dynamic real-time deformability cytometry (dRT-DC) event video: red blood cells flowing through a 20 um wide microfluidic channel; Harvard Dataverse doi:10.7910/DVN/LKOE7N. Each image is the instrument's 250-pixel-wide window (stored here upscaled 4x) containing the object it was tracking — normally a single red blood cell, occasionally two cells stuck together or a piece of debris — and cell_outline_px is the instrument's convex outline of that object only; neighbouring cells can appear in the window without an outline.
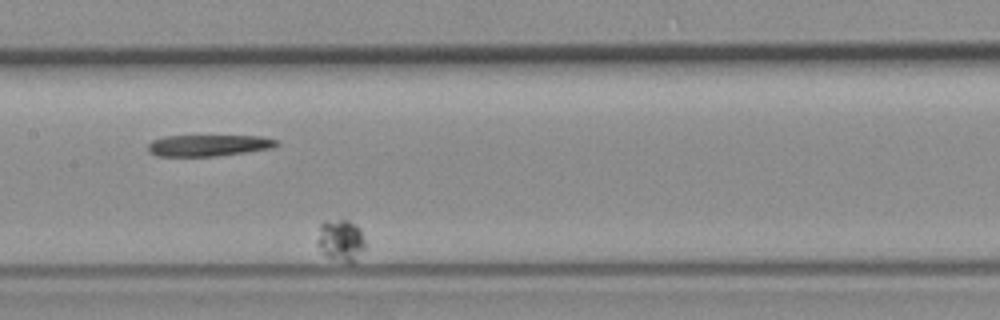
{"species": "common noctule bat (a hibernating species)", "species_latin": "Nyctalus noctula", "temperature_condition": "room temperature", "stored_images_in_passage": 11, "camera_frame_rate_fps": 3000, "um_per_image_px": 0.085, "animal": {"sex": "female", "body_mass_g": 19.3, "forearm_length_mm": 54.1}, "frame": {"image": 1, "passage_image": 7, "time_ms": 8.0, "image_size_px": [1000, 320], "cell_outline_px": [[364, 248], [352, 264], [348, 264], [328, 256], [316, 244], [316, 240], [320, 224], [324, 220], [348, 220], [360, 228], [364, 240]], "centroid_in_image_um": [28.95, 20.41], "position_along_channel_um": 178.5, "area_um2": 11.62}}
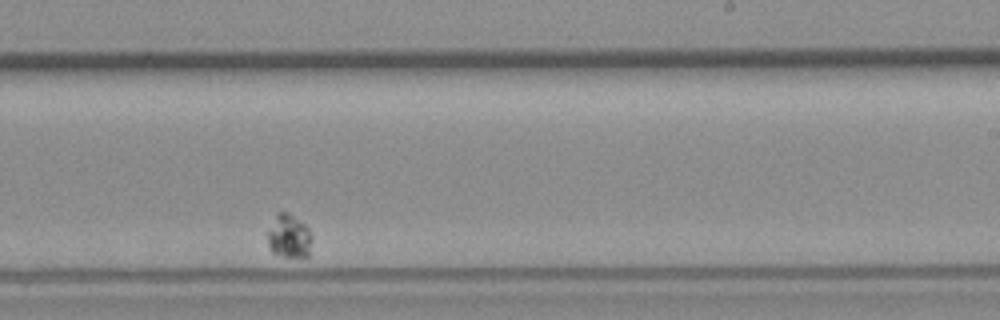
{"frame": {"image": 2, "passage_image": 10, "time_ms": 11.333, "image_size_px": [1000, 320], "cell_outline_px": [[312, 240], [308, 256], [304, 260], [284, 256], [272, 252], [268, 248], [268, 232], [276, 212], [288, 212], [304, 224], [308, 228], [312, 236]], "centroid_in_image_um": [24.58, 20.12], "position_along_channel_um": 264.4, "area_um2": 11.5}}
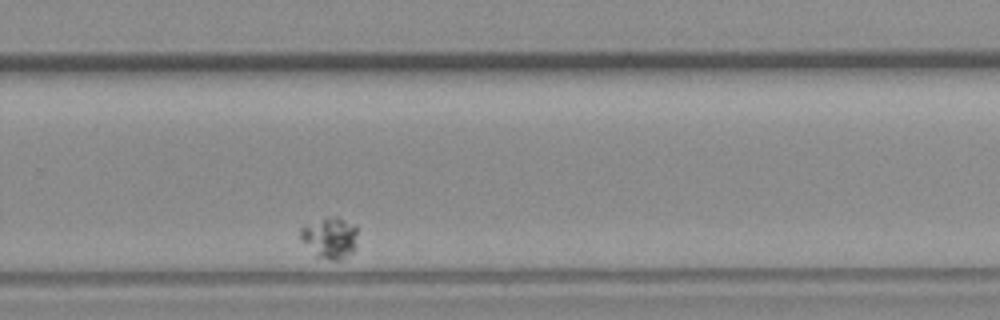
{"frame": {"image": 3, "passage_image": 11, "time_ms": 12.667, "image_size_px": [1000, 320], "cell_outline_px": [[356, 232], [352, 252], [340, 260], [328, 260], [316, 256], [300, 240], [300, 228], [304, 224], [336, 216], [356, 224]], "centroid_in_image_um": [28.0, 20.21], "position_along_channel_um": 301.8, "area_um2": 13.58}}